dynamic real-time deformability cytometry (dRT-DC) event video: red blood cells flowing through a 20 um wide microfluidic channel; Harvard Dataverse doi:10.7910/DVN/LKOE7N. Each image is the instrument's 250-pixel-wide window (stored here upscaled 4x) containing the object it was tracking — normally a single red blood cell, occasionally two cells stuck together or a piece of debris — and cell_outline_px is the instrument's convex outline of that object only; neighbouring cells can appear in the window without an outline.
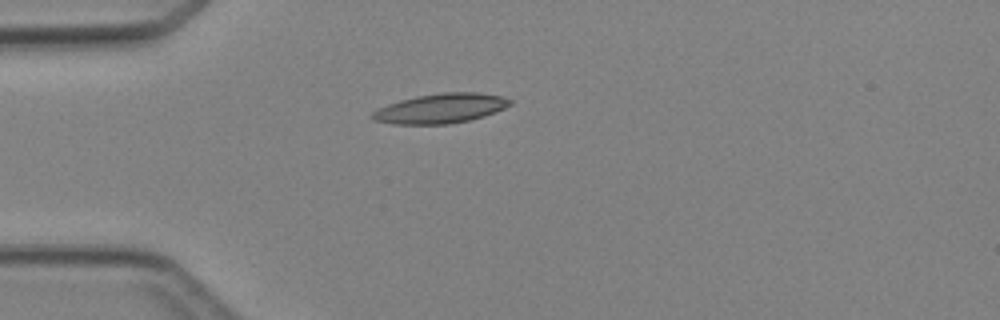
{"species": "Egyptian fruit bat (a non-hibernating species)", "species_latin": "Rousettus aegyptiacus", "temperature_condition": "cold", "stored_images_in_passage": 4, "camera_frame_rate_fps": 3000, "um_per_image_px": 0.085, "animal": {"sex": "female"}, "frame": {"image": 1, "passage_image": 4, "time_ms": 3.667, "image_size_px": [1000, 320], "cell_outline_px": [[512, 104], [504, 108], [484, 116], [468, 120], [448, 124], [392, 124], [372, 120], [368, 116], [376, 108], [400, 100], [416, 96], [440, 92], [480, 92], [504, 96], [512, 100]], "centroid_in_image_um": [37.42, 9.2], "position_along_channel_um": 47.6, "area_um2": 24.1}}